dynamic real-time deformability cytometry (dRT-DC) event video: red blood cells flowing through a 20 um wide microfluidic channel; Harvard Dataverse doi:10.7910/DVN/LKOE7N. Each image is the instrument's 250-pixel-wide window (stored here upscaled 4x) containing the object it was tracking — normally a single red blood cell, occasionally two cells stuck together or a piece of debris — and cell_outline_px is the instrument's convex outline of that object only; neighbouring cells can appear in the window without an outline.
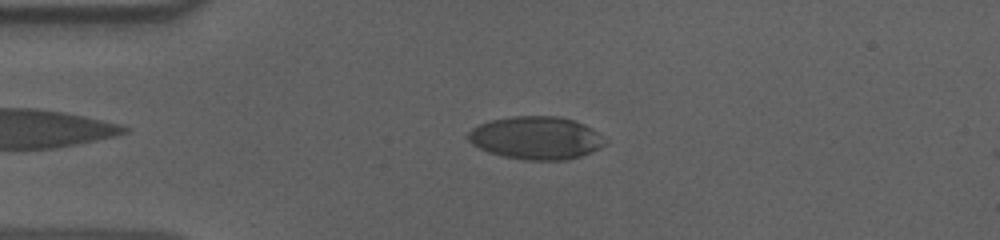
{"species": "human", "species_latin": "Homo sapiens", "temperature_condition": "cold", "stored_images_in_passage": 46, "camera_frame_rate_fps": 3000, "um_per_image_px": 0.085, "donor": {"sex": "male"}, "frame": {"image": 1, "passage_image": 8, "time_ms": 2.333, "image_size_px": [1000, 240], "cell_outline_px": [[604, 144], [600, 148], [592, 152], [568, 160], [524, 160], [504, 156], [488, 152], [472, 144], [468, 140], [468, 132], [472, 128], [488, 120], [512, 116], [560, 116], [584, 124], [592, 128], [604, 140]], "centroid_in_image_um": [45.54, 11.72], "position_along_channel_um": 39.5, "area_um2": 34.16}}
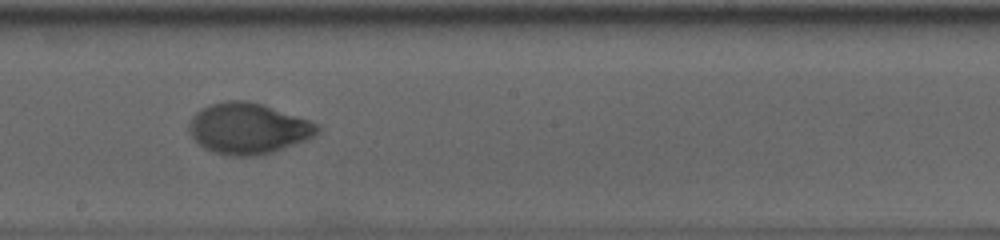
{"frame": {"image": 2, "passage_image": 26, "time_ms": 8.333, "image_size_px": [1000, 240], "cell_outline_px": [[320, 132], [304, 140], [272, 152], [256, 156], [232, 156], [216, 152], [204, 148], [188, 132], [188, 124], [192, 116], [200, 108], [208, 104], [224, 100], [248, 100], [264, 104], [320, 124]], "centroid_in_image_um": [21.07, 10.89], "position_along_channel_um": 227.1, "area_um2": 38.21}}
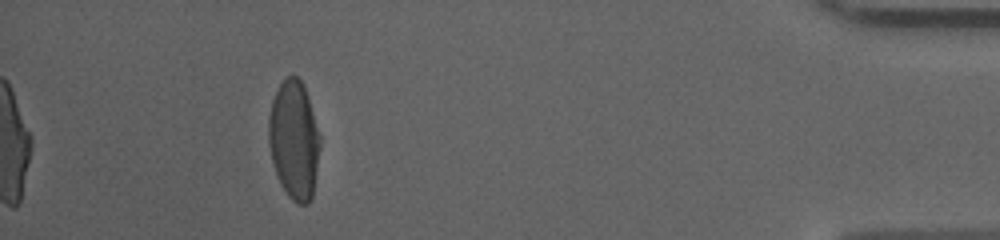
{"frame": {"image": 3, "passage_image": 46, "time_ms": 15.0, "image_size_px": [1000, 240], "cell_outline_px": [[320, 144], [312, 200], [308, 204], [296, 204], [288, 196], [280, 184], [272, 164], [268, 144], [268, 116], [272, 100], [280, 84], [288, 76], [296, 76], [304, 84], [320, 136]], "centroid_in_image_um": [24.98, 11.93], "position_along_channel_um": 410.2, "area_um2": 35.72}, "authors_computed_cell_mechanics": {"area_um2": 36.6452, "velocity_mm_per_s": 3.617, "shape_relaxation_time_tau1_ms": 4.9309, "shape_relaxation_time_tau2_ms": 0.9443, "deformation_change_tau1": 0.1914, "deformation_change_tau2": 0.0378}}